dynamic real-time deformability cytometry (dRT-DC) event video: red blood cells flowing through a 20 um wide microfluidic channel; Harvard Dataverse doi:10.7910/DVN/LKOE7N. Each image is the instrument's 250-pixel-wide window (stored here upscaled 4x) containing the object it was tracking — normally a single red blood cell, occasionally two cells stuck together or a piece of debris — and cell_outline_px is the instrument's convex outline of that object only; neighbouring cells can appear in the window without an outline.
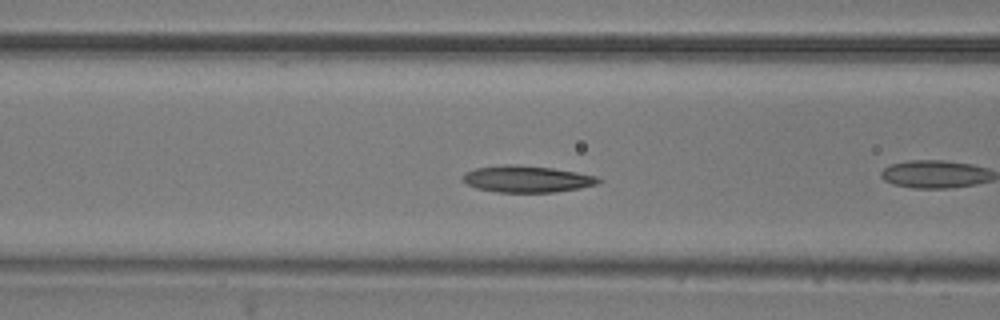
{"species": "common noctule bat (a hibernating species)", "species_latin": "Nyctalus noctula", "temperature_condition": "room temperature", "stored_images_in_passage": 40, "camera_frame_rate_fps": 3000, "um_per_image_px": 0.085, "animal": {"sex": "male", "body_mass_g": 20.5, "forearm_length_mm": 52.5}, "frame": {"image": 1, "passage_image": 7, "time_ms": 2.0, "image_size_px": [1000, 320], "cell_outline_px": [[604, 180], [596, 184], [580, 188], [556, 192], [496, 192], [476, 188], [460, 180], [464, 172], [476, 168], [504, 164], [508, 164], [552, 168], [600, 176]], "centroid_in_image_um": [44.79, 15.22], "position_along_channel_um": 121.8, "area_um2": 21.21}}
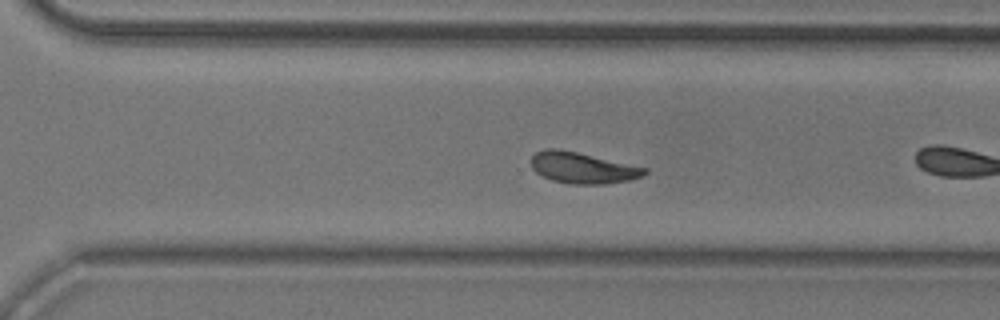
{"frame": {"image": 2, "passage_image": 23, "time_ms": 7.333, "image_size_px": [1000, 320], "cell_outline_px": [[648, 172], [644, 176], [632, 180], [604, 184], [572, 184], [552, 180], [536, 172], [532, 168], [532, 156], [536, 152], [544, 148], [556, 148], [576, 152], [648, 168]], "centroid_in_image_um": [49.55, 14.27], "position_along_channel_um": 321.1, "area_um2": 20.52}, "authors_computed_cell_mechanics": {"area_um2": 20.2878, "velocity_mm_per_s": 3.7368, "shape_relaxation_time_tau1_ms": 2.314, "shape_relaxation_time_tau2_ms": 3.143, "deformation_change_tau1": 0.1033, "deformation_change_tau2": 0.1009}}